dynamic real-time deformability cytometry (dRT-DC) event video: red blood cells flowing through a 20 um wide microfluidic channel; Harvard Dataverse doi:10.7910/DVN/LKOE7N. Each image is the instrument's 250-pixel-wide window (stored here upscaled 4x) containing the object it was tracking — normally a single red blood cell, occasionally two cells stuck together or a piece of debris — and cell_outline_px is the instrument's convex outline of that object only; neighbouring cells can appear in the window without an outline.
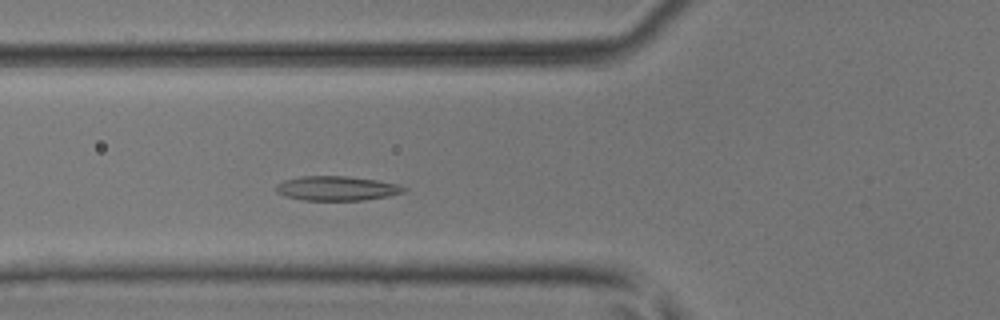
{"species": "common noctule bat (a hibernating species)", "species_latin": "Nyctalus noctula", "temperature_condition": "room temperature", "stored_images_in_passage": 44, "camera_frame_rate_fps": 3000, "um_per_image_px": 0.085, "animal": {"sex": "male", "body_mass_g": 17.9, "forearm_length_mm": 54.2}, "frame": {"image": 1, "passage_image": 12, "time_ms": 3.667, "image_size_px": [1000, 320], "cell_outline_px": [[408, 188], [404, 192], [388, 196], [364, 200], [304, 200], [284, 196], [276, 192], [276, 184], [284, 180], [300, 176], [344, 176], [376, 180], [396, 184]], "centroid_in_image_um": [28.59, 16.01], "position_along_channel_um": 97.2, "area_um2": 18.15}}
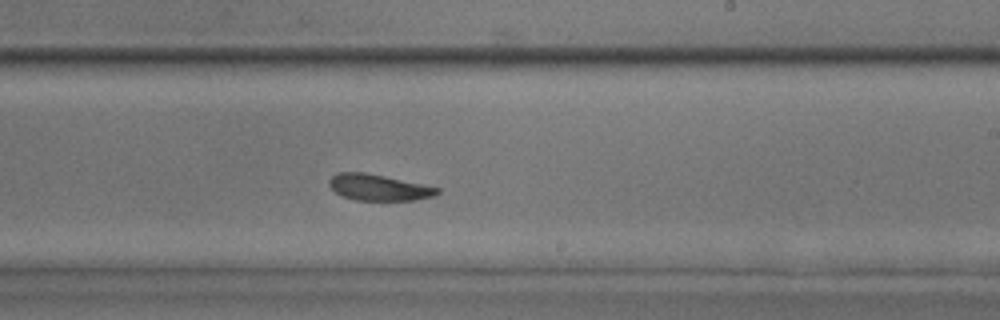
{"frame": {"image": 2, "passage_image": 24, "time_ms": 7.667, "image_size_px": [1000, 320], "cell_outline_px": [[440, 192], [432, 196], [416, 200], [356, 200], [340, 196], [328, 184], [328, 180], [336, 172], [364, 172], [424, 184], [440, 188]], "centroid_in_image_um": [32.16, 15.93], "position_along_channel_um": 256.8, "area_um2": 16.53}}
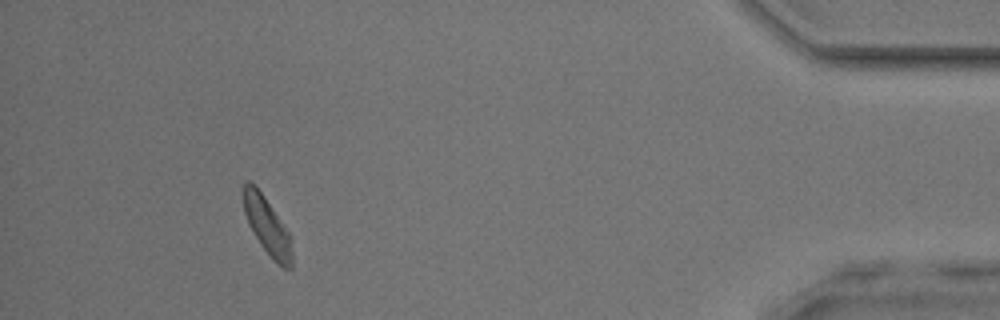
{"frame": {"image": 3, "passage_image": 40, "time_ms": 13.0, "image_size_px": [1000, 320], "cell_outline_px": [[292, 268], [284, 268], [272, 260], [260, 244], [248, 224], [244, 212], [240, 192], [244, 184], [248, 180], [264, 196], [292, 236]], "centroid_in_image_um": [22.7, 19.21], "position_along_channel_um": 412.5, "area_um2": 16.53}, "authors_computed_cell_mechanics": {"area_um2": 16.9065, "velocity_mm_per_s": 4.0092, "shape_relaxation_time_tau1_ms": 3.5734, "shape_relaxation_time_tau2_ms": 4.5988, "deformation_change_tau1": 0.0823, "deformation_change_tau2": 0.1162}}